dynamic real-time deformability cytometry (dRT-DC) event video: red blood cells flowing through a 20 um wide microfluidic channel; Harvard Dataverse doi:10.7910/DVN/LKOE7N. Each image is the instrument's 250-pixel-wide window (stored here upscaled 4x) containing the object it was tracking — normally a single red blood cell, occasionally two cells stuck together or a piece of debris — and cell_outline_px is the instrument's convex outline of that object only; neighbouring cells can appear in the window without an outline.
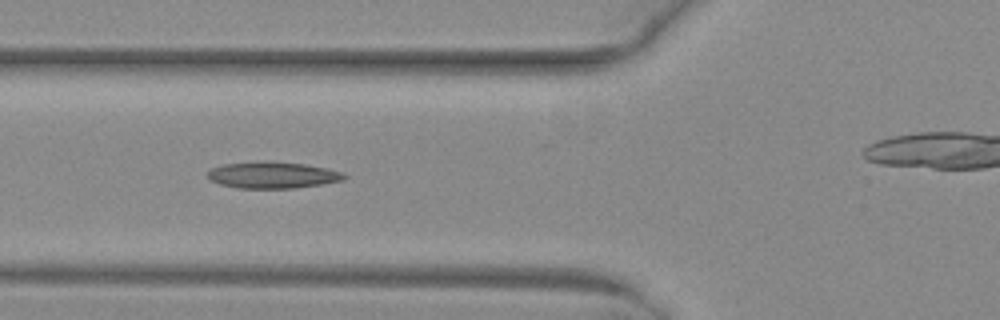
{"species": "common noctule bat (a hibernating species)", "species_latin": "Nyctalus noctula", "temperature_condition": "warm", "stored_images_in_passage": 18, "camera_frame_rate_fps": 3000, "um_per_image_px": 0.085, "animal": {"sex": "female", "body_mass_g": 29.2, "forearm_length_mm": 56.3}, "frame": {"image": 1, "passage_image": 13, "time_ms": 4.0, "image_size_px": [1000, 320], "cell_outline_px": [[348, 176], [344, 180], [320, 184], [292, 188], [236, 188], [220, 184], [212, 180], [208, 176], [208, 172], [212, 168], [224, 164], [304, 164], [344, 172]], "centroid_in_image_um": [23.22, 14.93], "position_along_channel_um": 102.6, "area_um2": 19.88}}
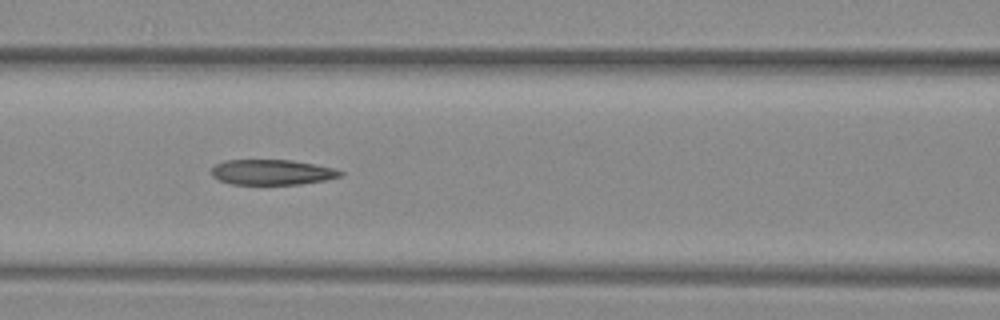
{"frame": {"image": 2, "passage_image": 16, "time_ms": 5.0, "image_size_px": [1000, 320], "cell_outline_px": [[344, 176], [328, 180], [300, 184], [232, 184], [220, 180], [212, 176], [212, 168], [216, 164], [224, 160], [292, 160], [336, 168], [344, 172]], "centroid_in_image_um": [23.19, 14.63], "position_along_channel_um": 143.4, "area_um2": 19.13}}